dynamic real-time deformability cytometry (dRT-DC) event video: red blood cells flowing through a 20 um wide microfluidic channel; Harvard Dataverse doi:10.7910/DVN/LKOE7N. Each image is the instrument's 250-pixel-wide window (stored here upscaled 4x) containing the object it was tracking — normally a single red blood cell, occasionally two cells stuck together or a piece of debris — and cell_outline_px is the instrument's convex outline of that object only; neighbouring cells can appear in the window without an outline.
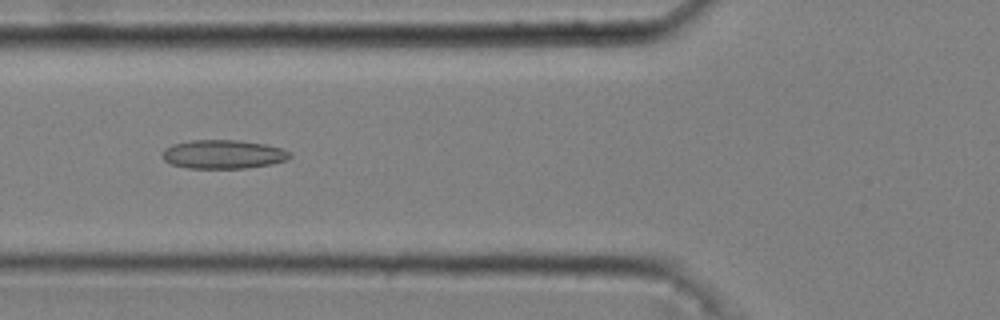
{"species": "common noctule bat (a hibernating species)", "species_latin": "Nyctalus noctula", "temperature_condition": "cold", "stored_images_in_passage": 41, "camera_frame_rate_fps": 3000, "um_per_image_px": 0.085, "animal": {"sex": "male", "body_mass_g": 20.4}, "frame": {"image": 1, "passage_image": 10, "time_ms": 3.0, "image_size_px": [1000, 320], "cell_outline_px": [[292, 156], [288, 160], [272, 164], [244, 168], [188, 168], [172, 164], [164, 160], [160, 156], [160, 152], [164, 148], [172, 144], [192, 140], [236, 140], [264, 144], [280, 148], [292, 152]], "centroid_in_image_um": [18.95, 13.11], "position_along_channel_um": 106.8, "area_um2": 21.56}}
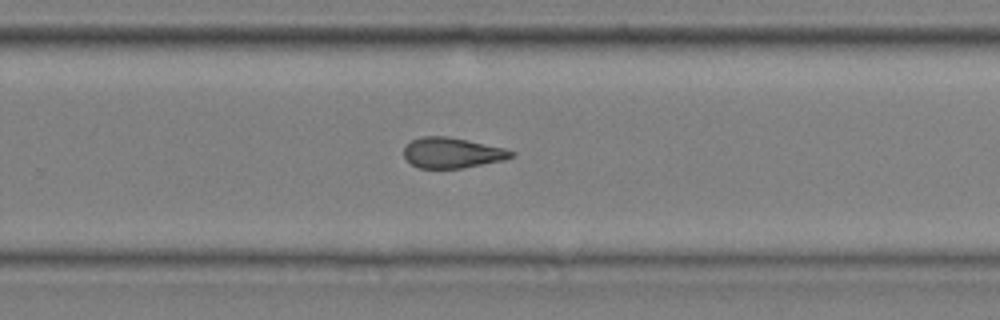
{"frame": {"image": 2, "passage_image": 25, "time_ms": 8.0, "image_size_px": [1000, 320], "cell_outline_px": [[516, 152], [512, 156], [504, 160], [460, 168], [420, 168], [412, 164], [404, 156], [404, 148], [412, 140], [420, 136], [448, 136], [504, 148]], "centroid_in_image_um": [38.42, 12.98], "position_along_channel_um": 291.4, "area_um2": 18.84}}
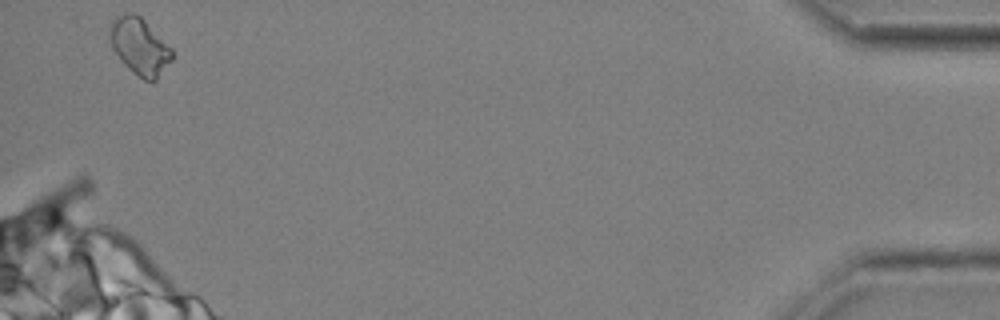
{"frame": {"image": 3, "passage_image": 41, "time_ms": 13.333, "image_size_px": [1000, 320], "cell_outline_px": [[172, 60], [156, 80], [144, 80], [132, 72], [120, 60], [112, 48], [108, 36], [108, 28], [112, 20], [128, 12], [136, 12], [172, 48]], "centroid_in_image_um": [11.84, 3.93], "position_along_channel_um": 423.4, "area_um2": 20.63}, "authors_computed_cell_mechanics": {"area_um2": 19.5364, "velocity_mm_per_s": 3.6945, "shape_relaxation_time_tau1_ms": null, "shape_relaxation_time_tau2_ms": 2.7488, "deformation_change_tau1": null, "deformation_change_tau2": 0.1049}}